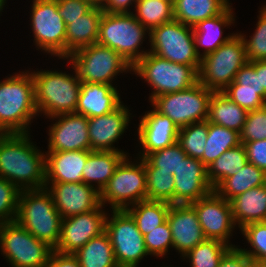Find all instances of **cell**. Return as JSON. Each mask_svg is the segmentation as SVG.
Instances as JSON below:
<instances>
[{
  "mask_svg": "<svg viewBox=\"0 0 266 267\" xmlns=\"http://www.w3.org/2000/svg\"><path fill=\"white\" fill-rule=\"evenodd\" d=\"M30 134H0V177L20 190L43 189L46 183L45 152Z\"/></svg>",
  "mask_w": 266,
  "mask_h": 267,
  "instance_id": "cell-1",
  "label": "cell"
},
{
  "mask_svg": "<svg viewBox=\"0 0 266 267\" xmlns=\"http://www.w3.org/2000/svg\"><path fill=\"white\" fill-rule=\"evenodd\" d=\"M37 116L31 70L0 80V134L30 133Z\"/></svg>",
  "mask_w": 266,
  "mask_h": 267,
  "instance_id": "cell-2",
  "label": "cell"
},
{
  "mask_svg": "<svg viewBox=\"0 0 266 267\" xmlns=\"http://www.w3.org/2000/svg\"><path fill=\"white\" fill-rule=\"evenodd\" d=\"M63 60L71 64L74 74L55 69L31 70L36 108L45 118L76 112L81 81L73 64L68 59Z\"/></svg>",
  "mask_w": 266,
  "mask_h": 267,
  "instance_id": "cell-3",
  "label": "cell"
},
{
  "mask_svg": "<svg viewBox=\"0 0 266 267\" xmlns=\"http://www.w3.org/2000/svg\"><path fill=\"white\" fill-rule=\"evenodd\" d=\"M62 220L46 188L21 190L16 221L36 239L54 249L59 242Z\"/></svg>",
  "mask_w": 266,
  "mask_h": 267,
  "instance_id": "cell-4",
  "label": "cell"
},
{
  "mask_svg": "<svg viewBox=\"0 0 266 267\" xmlns=\"http://www.w3.org/2000/svg\"><path fill=\"white\" fill-rule=\"evenodd\" d=\"M147 35L150 32L132 13L103 12L97 43L115 50L133 67L149 52V49L142 48Z\"/></svg>",
  "mask_w": 266,
  "mask_h": 267,
  "instance_id": "cell-5",
  "label": "cell"
},
{
  "mask_svg": "<svg viewBox=\"0 0 266 267\" xmlns=\"http://www.w3.org/2000/svg\"><path fill=\"white\" fill-rule=\"evenodd\" d=\"M132 72L152 88L149 103L157 96L188 89L198 82L194 66L173 63L151 52L133 66Z\"/></svg>",
  "mask_w": 266,
  "mask_h": 267,
  "instance_id": "cell-6",
  "label": "cell"
},
{
  "mask_svg": "<svg viewBox=\"0 0 266 267\" xmlns=\"http://www.w3.org/2000/svg\"><path fill=\"white\" fill-rule=\"evenodd\" d=\"M126 156L116 168L107 185L100 192V204H110V210H126L147 200L146 171L142 158L134 161Z\"/></svg>",
  "mask_w": 266,
  "mask_h": 267,
  "instance_id": "cell-7",
  "label": "cell"
},
{
  "mask_svg": "<svg viewBox=\"0 0 266 267\" xmlns=\"http://www.w3.org/2000/svg\"><path fill=\"white\" fill-rule=\"evenodd\" d=\"M246 62L245 43L237 31L228 42L201 58L198 81L213 92H222Z\"/></svg>",
  "mask_w": 266,
  "mask_h": 267,
  "instance_id": "cell-8",
  "label": "cell"
},
{
  "mask_svg": "<svg viewBox=\"0 0 266 267\" xmlns=\"http://www.w3.org/2000/svg\"><path fill=\"white\" fill-rule=\"evenodd\" d=\"M67 59L84 83L115 85L113 83L117 76L132 73L133 68L115 50L98 43L76 50Z\"/></svg>",
  "mask_w": 266,
  "mask_h": 267,
  "instance_id": "cell-9",
  "label": "cell"
},
{
  "mask_svg": "<svg viewBox=\"0 0 266 267\" xmlns=\"http://www.w3.org/2000/svg\"><path fill=\"white\" fill-rule=\"evenodd\" d=\"M52 251L17 221L0 223V252L12 267H46Z\"/></svg>",
  "mask_w": 266,
  "mask_h": 267,
  "instance_id": "cell-10",
  "label": "cell"
},
{
  "mask_svg": "<svg viewBox=\"0 0 266 267\" xmlns=\"http://www.w3.org/2000/svg\"><path fill=\"white\" fill-rule=\"evenodd\" d=\"M148 41L149 52L199 70L201 57L196 52L193 27L174 19L152 29Z\"/></svg>",
  "mask_w": 266,
  "mask_h": 267,
  "instance_id": "cell-11",
  "label": "cell"
},
{
  "mask_svg": "<svg viewBox=\"0 0 266 267\" xmlns=\"http://www.w3.org/2000/svg\"><path fill=\"white\" fill-rule=\"evenodd\" d=\"M105 219V232L114 250L118 267H138L149 255L144 236L127 210H111ZM111 216V217H110Z\"/></svg>",
  "mask_w": 266,
  "mask_h": 267,
  "instance_id": "cell-12",
  "label": "cell"
},
{
  "mask_svg": "<svg viewBox=\"0 0 266 267\" xmlns=\"http://www.w3.org/2000/svg\"><path fill=\"white\" fill-rule=\"evenodd\" d=\"M213 91L199 81L188 89L155 97L150 103L168 116L180 129L207 120L208 105Z\"/></svg>",
  "mask_w": 266,
  "mask_h": 267,
  "instance_id": "cell-13",
  "label": "cell"
},
{
  "mask_svg": "<svg viewBox=\"0 0 266 267\" xmlns=\"http://www.w3.org/2000/svg\"><path fill=\"white\" fill-rule=\"evenodd\" d=\"M30 24L36 50L66 59V25L58 13L57 0H32Z\"/></svg>",
  "mask_w": 266,
  "mask_h": 267,
  "instance_id": "cell-14",
  "label": "cell"
},
{
  "mask_svg": "<svg viewBox=\"0 0 266 267\" xmlns=\"http://www.w3.org/2000/svg\"><path fill=\"white\" fill-rule=\"evenodd\" d=\"M191 205L197 213L198 221L206 239L219 240L230 247L238 246L230 241V237L233 236L234 229L237 226L233 219L229 201L213 191L204 198L191 203Z\"/></svg>",
  "mask_w": 266,
  "mask_h": 267,
  "instance_id": "cell-15",
  "label": "cell"
},
{
  "mask_svg": "<svg viewBox=\"0 0 266 267\" xmlns=\"http://www.w3.org/2000/svg\"><path fill=\"white\" fill-rule=\"evenodd\" d=\"M105 210L100 204L90 212L64 218L58 245L53 250L63 254H74L90 239L99 236L105 231V219L108 213Z\"/></svg>",
  "mask_w": 266,
  "mask_h": 267,
  "instance_id": "cell-16",
  "label": "cell"
},
{
  "mask_svg": "<svg viewBox=\"0 0 266 267\" xmlns=\"http://www.w3.org/2000/svg\"><path fill=\"white\" fill-rule=\"evenodd\" d=\"M47 151L90 150L88 118L78 113L60 114L48 118ZM55 120V122H54Z\"/></svg>",
  "mask_w": 266,
  "mask_h": 267,
  "instance_id": "cell-17",
  "label": "cell"
},
{
  "mask_svg": "<svg viewBox=\"0 0 266 267\" xmlns=\"http://www.w3.org/2000/svg\"><path fill=\"white\" fill-rule=\"evenodd\" d=\"M130 111L127 105L122 103L110 113L88 118L90 150L125 152L129 156L127 151L118 149L114 144L121 139L125 130L128 129L130 119L134 117L131 116Z\"/></svg>",
  "mask_w": 266,
  "mask_h": 267,
  "instance_id": "cell-18",
  "label": "cell"
},
{
  "mask_svg": "<svg viewBox=\"0 0 266 267\" xmlns=\"http://www.w3.org/2000/svg\"><path fill=\"white\" fill-rule=\"evenodd\" d=\"M45 188L51 193L54 205L63 219L90 212L100 205V193L83 182H46Z\"/></svg>",
  "mask_w": 266,
  "mask_h": 267,
  "instance_id": "cell-19",
  "label": "cell"
},
{
  "mask_svg": "<svg viewBox=\"0 0 266 267\" xmlns=\"http://www.w3.org/2000/svg\"><path fill=\"white\" fill-rule=\"evenodd\" d=\"M174 204H191L214 191L201 160L186 156L174 172Z\"/></svg>",
  "mask_w": 266,
  "mask_h": 267,
  "instance_id": "cell-20",
  "label": "cell"
},
{
  "mask_svg": "<svg viewBox=\"0 0 266 267\" xmlns=\"http://www.w3.org/2000/svg\"><path fill=\"white\" fill-rule=\"evenodd\" d=\"M153 109L145 111L139 118L137 134L140 144L139 158H145L148 154L171 146L178 140L179 128L166 115ZM142 148V149H141Z\"/></svg>",
  "mask_w": 266,
  "mask_h": 267,
  "instance_id": "cell-21",
  "label": "cell"
},
{
  "mask_svg": "<svg viewBox=\"0 0 266 267\" xmlns=\"http://www.w3.org/2000/svg\"><path fill=\"white\" fill-rule=\"evenodd\" d=\"M167 221L172 233L173 248L180 254V258L206 240L191 204H171Z\"/></svg>",
  "mask_w": 266,
  "mask_h": 267,
  "instance_id": "cell-22",
  "label": "cell"
},
{
  "mask_svg": "<svg viewBox=\"0 0 266 267\" xmlns=\"http://www.w3.org/2000/svg\"><path fill=\"white\" fill-rule=\"evenodd\" d=\"M117 87L109 84L81 82L75 113L93 118L114 111L123 103Z\"/></svg>",
  "mask_w": 266,
  "mask_h": 267,
  "instance_id": "cell-23",
  "label": "cell"
},
{
  "mask_svg": "<svg viewBox=\"0 0 266 267\" xmlns=\"http://www.w3.org/2000/svg\"><path fill=\"white\" fill-rule=\"evenodd\" d=\"M233 9L231 3L221 14L200 21L193 27L196 52L201 58L216 51L236 34L234 32L228 33L227 36L225 35L223 37L225 32L224 28H229L232 24L235 25V13ZM201 47L202 52L199 50Z\"/></svg>",
  "mask_w": 266,
  "mask_h": 267,
  "instance_id": "cell-24",
  "label": "cell"
},
{
  "mask_svg": "<svg viewBox=\"0 0 266 267\" xmlns=\"http://www.w3.org/2000/svg\"><path fill=\"white\" fill-rule=\"evenodd\" d=\"M90 150L45 151L46 182H82L83 166Z\"/></svg>",
  "mask_w": 266,
  "mask_h": 267,
  "instance_id": "cell-25",
  "label": "cell"
},
{
  "mask_svg": "<svg viewBox=\"0 0 266 267\" xmlns=\"http://www.w3.org/2000/svg\"><path fill=\"white\" fill-rule=\"evenodd\" d=\"M103 12L102 7L93 6L83 16L70 20L66 26V59L76 50L97 43Z\"/></svg>",
  "mask_w": 266,
  "mask_h": 267,
  "instance_id": "cell-26",
  "label": "cell"
},
{
  "mask_svg": "<svg viewBox=\"0 0 266 267\" xmlns=\"http://www.w3.org/2000/svg\"><path fill=\"white\" fill-rule=\"evenodd\" d=\"M126 156L125 152L90 150L83 166L82 182L100 193Z\"/></svg>",
  "mask_w": 266,
  "mask_h": 267,
  "instance_id": "cell-27",
  "label": "cell"
},
{
  "mask_svg": "<svg viewBox=\"0 0 266 267\" xmlns=\"http://www.w3.org/2000/svg\"><path fill=\"white\" fill-rule=\"evenodd\" d=\"M229 202L239 229L252 222H266V184L249 189Z\"/></svg>",
  "mask_w": 266,
  "mask_h": 267,
  "instance_id": "cell-28",
  "label": "cell"
},
{
  "mask_svg": "<svg viewBox=\"0 0 266 267\" xmlns=\"http://www.w3.org/2000/svg\"><path fill=\"white\" fill-rule=\"evenodd\" d=\"M248 111L232 101L223 92H213L208 105L207 121L241 132Z\"/></svg>",
  "mask_w": 266,
  "mask_h": 267,
  "instance_id": "cell-29",
  "label": "cell"
},
{
  "mask_svg": "<svg viewBox=\"0 0 266 267\" xmlns=\"http://www.w3.org/2000/svg\"><path fill=\"white\" fill-rule=\"evenodd\" d=\"M230 4L229 0H176L174 19L194 27L200 21L221 14Z\"/></svg>",
  "mask_w": 266,
  "mask_h": 267,
  "instance_id": "cell-30",
  "label": "cell"
},
{
  "mask_svg": "<svg viewBox=\"0 0 266 267\" xmlns=\"http://www.w3.org/2000/svg\"><path fill=\"white\" fill-rule=\"evenodd\" d=\"M266 184V173L247 162L235 175L225 178L214 191L227 201L245 191Z\"/></svg>",
  "mask_w": 266,
  "mask_h": 267,
  "instance_id": "cell-31",
  "label": "cell"
},
{
  "mask_svg": "<svg viewBox=\"0 0 266 267\" xmlns=\"http://www.w3.org/2000/svg\"><path fill=\"white\" fill-rule=\"evenodd\" d=\"M80 267H118L108 234L104 231L74 253Z\"/></svg>",
  "mask_w": 266,
  "mask_h": 267,
  "instance_id": "cell-32",
  "label": "cell"
},
{
  "mask_svg": "<svg viewBox=\"0 0 266 267\" xmlns=\"http://www.w3.org/2000/svg\"><path fill=\"white\" fill-rule=\"evenodd\" d=\"M240 144L242 143L239 132L208 122L206 145L200 160L208 167L223 152L237 147Z\"/></svg>",
  "mask_w": 266,
  "mask_h": 267,
  "instance_id": "cell-33",
  "label": "cell"
},
{
  "mask_svg": "<svg viewBox=\"0 0 266 267\" xmlns=\"http://www.w3.org/2000/svg\"><path fill=\"white\" fill-rule=\"evenodd\" d=\"M170 203L144 200L129 206L126 210L134 218L142 235H146L167 220Z\"/></svg>",
  "mask_w": 266,
  "mask_h": 267,
  "instance_id": "cell-34",
  "label": "cell"
},
{
  "mask_svg": "<svg viewBox=\"0 0 266 267\" xmlns=\"http://www.w3.org/2000/svg\"><path fill=\"white\" fill-rule=\"evenodd\" d=\"M248 162L243 144L226 150L208 167V179L215 189L225 178L235 175Z\"/></svg>",
  "mask_w": 266,
  "mask_h": 267,
  "instance_id": "cell-35",
  "label": "cell"
},
{
  "mask_svg": "<svg viewBox=\"0 0 266 267\" xmlns=\"http://www.w3.org/2000/svg\"><path fill=\"white\" fill-rule=\"evenodd\" d=\"M134 17L150 32L152 29L174 20L173 5L163 0H137Z\"/></svg>",
  "mask_w": 266,
  "mask_h": 267,
  "instance_id": "cell-36",
  "label": "cell"
},
{
  "mask_svg": "<svg viewBox=\"0 0 266 267\" xmlns=\"http://www.w3.org/2000/svg\"><path fill=\"white\" fill-rule=\"evenodd\" d=\"M142 160L146 171L147 200L174 204V176L170 172L159 171L146 158Z\"/></svg>",
  "mask_w": 266,
  "mask_h": 267,
  "instance_id": "cell-37",
  "label": "cell"
},
{
  "mask_svg": "<svg viewBox=\"0 0 266 267\" xmlns=\"http://www.w3.org/2000/svg\"><path fill=\"white\" fill-rule=\"evenodd\" d=\"M231 247L219 240L206 239L182 257L191 267H218L222 256Z\"/></svg>",
  "mask_w": 266,
  "mask_h": 267,
  "instance_id": "cell-38",
  "label": "cell"
},
{
  "mask_svg": "<svg viewBox=\"0 0 266 267\" xmlns=\"http://www.w3.org/2000/svg\"><path fill=\"white\" fill-rule=\"evenodd\" d=\"M208 135V121L192 123L179 129L177 142L182 150L195 159H201Z\"/></svg>",
  "mask_w": 266,
  "mask_h": 267,
  "instance_id": "cell-39",
  "label": "cell"
},
{
  "mask_svg": "<svg viewBox=\"0 0 266 267\" xmlns=\"http://www.w3.org/2000/svg\"><path fill=\"white\" fill-rule=\"evenodd\" d=\"M248 248L238 246L252 261L266 262V222H252L239 229Z\"/></svg>",
  "mask_w": 266,
  "mask_h": 267,
  "instance_id": "cell-40",
  "label": "cell"
},
{
  "mask_svg": "<svg viewBox=\"0 0 266 267\" xmlns=\"http://www.w3.org/2000/svg\"><path fill=\"white\" fill-rule=\"evenodd\" d=\"M258 13L255 32L249 39L246 34L238 32L244 40L248 62L266 60V5Z\"/></svg>",
  "mask_w": 266,
  "mask_h": 267,
  "instance_id": "cell-41",
  "label": "cell"
},
{
  "mask_svg": "<svg viewBox=\"0 0 266 267\" xmlns=\"http://www.w3.org/2000/svg\"><path fill=\"white\" fill-rule=\"evenodd\" d=\"M187 156L181 145L176 142L171 146L154 151L145 158L159 171L170 172L172 175L177 172L181 161Z\"/></svg>",
  "mask_w": 266,
  "mask_h": 267,
  "instance_id": "cell-42",
  "label": "cell"
},
{
  "mask_svg": "<svg viewBox=\"0 0 266 267\" xmlns=\"http://www.w3.org/2000/svg\"><path fill=\"white\" fill-rule=\"evenodd\" d=\"M145 246L150 256L163 258L173 248L170 225L166 220L163 224L144 235Z\"/></svg>",
  "mask_w": 266,
  "mask_h": 267,
  "instance_id": "cell-43",
  "label": "cell"
},
{
  "mask_svg": "<svg viewBox=\"0 0 266 267\" xmlns=\"http://www.w3.org/2000/svg\"><path fill=\"white\" fill-rule=\"evenodd\" d=\"M21 190L0 177V223L16 221Z\"/></svg>",
  "mask_w": 266,
  "mask_h": 267,
  "instance_id": "cell-44",
  "label": "cell"
},
{
  "mask_svg": "<svg viewBox=\"0 0 266 267\" xmlns=\"http://www.w3.org/2000/svg\"><path fill=\"white\" fill-rule=\"evenodd\" d=\"M263 139H266V105L248 111L246 121L240 132L241 143Z\"/></svg>",
  "mask_w": 266,
  "mask_h": 267,
  "instance_id": "cell-45",
  "label": "cell"
},
{
  "mask_svg": "<svg viewBox=\"0 0 266 267\" xmlns=\"http://www.w3.org/2000/svg\"><path fill=\"white\" fill-rule=\"evenodd\" d=\"M222 92L247 111L256 110L266 105V102L259 96V90L224 89Z\"/></svg>",
  "mask_w": 266,
  "mask_h": 267,
  "instance_id": "cell-46",
  "label": "cell"
},
{
  "mask_svg": "<svg viewBox=\"0 0 266 267\" xmlns=\"http://www.w3.org/2000/svg\"><path fill=\"white\" fill-rule=\"evenodd\" d=\"M225 89L259 90L260 96L259 74H256L254 69V61H247L236 73L235 80Z\"/></svg>",
  "mask_w": 266,
  "mask_h": 267,
  "instance_id": "cell-47",
  "label": "cell"
},
{
  "mask_svg": "<svg viewBox=\"0 0 266 267\" xmlns=\"http://www.w3.org/2000/svg\"><path fill=\"white\" fill-rule=\"evenodd\" d=\"M58 13L65 25L86 14L93 5L87 0H57Z\"/></svg>",
  "mask_w": 266,
  "mask_h": 267,
  "instance_id": "cell-48",
  "label": "cell"
},
{
  "mask_svg": "<svg viewBox=\"0 0 266 267\" xmlns=\"http://www.w3.org/2000/svg\"><path fill=\"white\" fill-rule=\"evenodd\" d=\"M248 162L266 173V139L242 143Z\"/></svg>",
  "mask_w": 266,
  "mask_h": 267,
  "instance_id": "cell-49",
  "label": "cell"
},
{
  "mask_svg": "<svg viewBox=\"0 0 266 267\" xmlns=\"http://www.w3.org/2000/svg\"><path fill=\"white\" fill-rule=\"evenodd\" d=\"M252 260L238 247H231L223 256L218 267H251Z\"/></svg>",
  "mask_w": 266,
  "mask_h": 267,
  "instance_id": "cell-50",
  "label": "cell"
},
{
  "mask_svg": "<svg viewBox=\"0 0 266 267\" xmlns=\"http://www.w3.org/2000/svg\"><path fill=\"white\" fill-rule=\"evenodd\" d=\"M46 267H80V264L74 254H63L53 250Z\"/></svg>",
  "mask_w": 266,
  "mask_h": 267,
  "instance_id": "cell-51",
  "label": "cell"
},
{
  "mask_svg": "<svg viewBox=\"0 0 266 267\" xmlns=\"http://www.w3.org/2000/svg\"><path fill=\"white\" fill-rule=\"evenodd\" d=\"M137 0H106L102 9L105 13H132ZM131 6V7H130Z\"/></svg>",
  "mask_w": 266,
  "mask_h": 267,
  "instance_id": "cell-52",
  "label": "cell"
},
{
  "mask_svg": "<svg viewBox=\"0 0 266 267\" xmlns=\"http://www.w3.org/2000/svg\"><path fill=\"white\" fill-rule=\"evenodd\" d=\"M254 69L259 74L260 97L266 102V60L254 61Z\"/></svg>",
  "mask_w": 266,
  "mask_h": 267,
  "instance_id": "cell-53",
  "label": "cell"
},
{
  "mask_svg": "<svg viewBox=\"0 0 266 267\" xmlns=\"http://www.w3.org/2000/svg\"><path fill=\"white\" fill-rule=\"evenodd\" d=\"M87 1H89L93 6L102 7L106 0H87Z\"/></svg>",
  "mask_w": 266,
  "mask_h": 267,
  "instance_id": "cell-54",
  "label": "cell"
},
{
  "mask_svg": "<svg viewBox=\"0 0 266 267\" xmlns=\"http://www.w3.org/2000/svg\"><path fill=\"white\" fill-rule=\"evenodd\" d=\"M251 267H266V262L253 261Z\"/></svg>",
  "mask_w": 266,
  "mask_h": 267,
  "instance_id": "cell-55",
  "label": "cell"
},
{
  "mask_svg": "<svg viewBox=\"0 0 266 267\" xmlns=\"http://www.w3.org/2000/svg\"><path fill=\"white\" fill-rule=\"evenodd\" d=\"M6 1L7 0H0V14L3 12L2 10L4 9L5 4L7 3Z\"/></svg>",
  "mask_w": 266,
  "mask_h": 267,
  "instance_id": "cell-56",
  "label": "cell"
},
{
  "mask_svg": "<svg viewBox=\"0 0 266 267\" xmlns=\"http://www.w3.org/2000/svg\"><path fill=\"white\" fill-rule=\"evenodd\" d=\"M163 1H165V2H169V3L172 4V5H174L175 2H176V0H163Z\"/></svg>",
  "mask_w": 266,
  "mask_h": 267,
  "instance_id": "cell-57",
  "label": "cell"
}]
</instances>
